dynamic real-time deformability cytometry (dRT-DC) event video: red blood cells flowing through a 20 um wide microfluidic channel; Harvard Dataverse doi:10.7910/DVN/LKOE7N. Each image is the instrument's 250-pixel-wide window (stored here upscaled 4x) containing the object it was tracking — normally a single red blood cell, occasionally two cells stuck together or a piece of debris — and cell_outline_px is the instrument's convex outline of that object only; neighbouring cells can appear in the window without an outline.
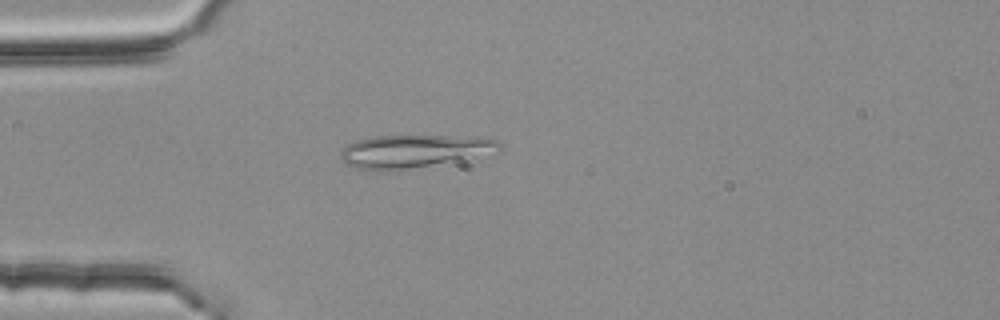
{"species": "common noctule bat (a hibernating species)", "species_latin": "Nyctalus noctula", "temperature_condition": "room temperature", "stored_images_in_passage": 3, "camera_frame_rate_fps": 3000, "um_per_image_px": 0.085, "animal": {"sex": "female", "body_mass_g": 25.1}, "frame": {"image": 1, "passage_image": 3, "time_ms": 0.667, "image_size_px": [1000, 320], "cell_outline_px": [[500, 152], [400, 172], [388, 172], [356, 168], [344, 164], [340, 156], [340, 152], [348, 144], [356, 140], [376, 136], [448, 136], [496, 140], [500, 144]], "centroid_in_image_um": [35.12, 12.9], "position_along_channel_um": 49.9, "area_um2": 30.87}}